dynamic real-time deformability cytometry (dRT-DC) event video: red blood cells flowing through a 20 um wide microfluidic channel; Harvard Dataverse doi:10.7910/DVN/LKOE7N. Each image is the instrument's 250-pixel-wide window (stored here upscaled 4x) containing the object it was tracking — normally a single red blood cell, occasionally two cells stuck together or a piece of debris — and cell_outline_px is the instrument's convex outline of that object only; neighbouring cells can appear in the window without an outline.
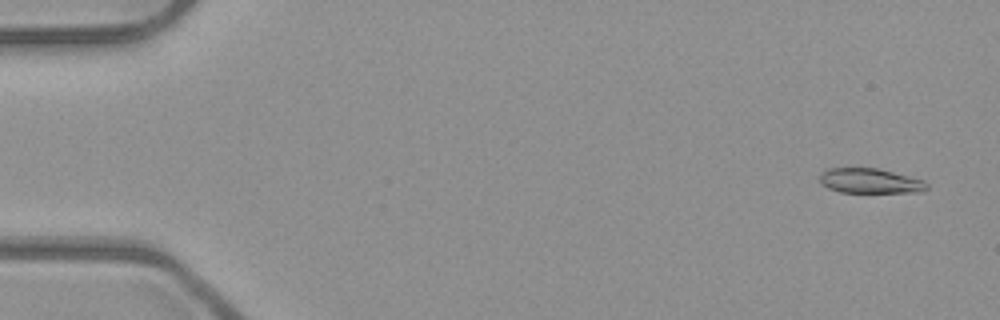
{"species": "common noctule bat (a hibernating species)", "species_latin": "Nyctalus noctula", "temperature_condition": "room temperature", "stored_images_in_passage": 4, "camera_frame_rate_fps": 3000, "um_per_image_px": 0.085, "animal": {"sex": "male", "body_mass_g": 23.1, "forearm_length_mm": 52.7}, "frame": {"image": 1, "passage_image": 1, "time_ms": 0.0, "image_size_px": [1000, 320], "cell_outline_px": [[928, 188], [924, 192], [840, 192], [828, 188], [820, 184], [820, 176], [828, 168], [876, 168], [924, 180], [928, 184]], "centroid_in_image_um": [73.97, 15.38], "position_along_channel_um": 11.0, "area_um2": 15.43}}
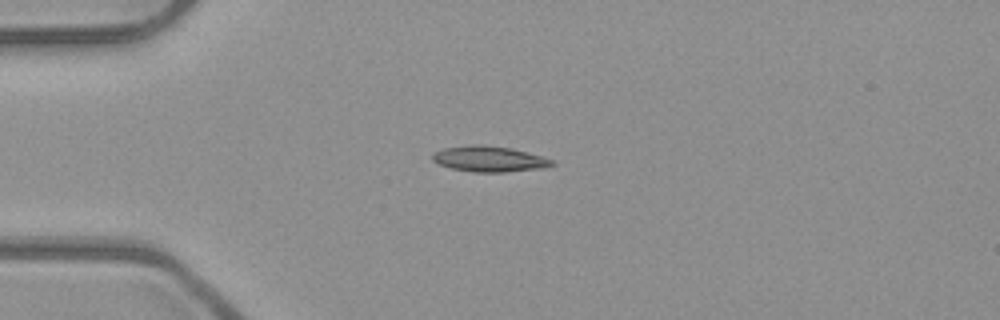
{"frame": {"image": 2, "passage_image": 4, "time_ms": 1.0, "image_size_px": [1000, 320], "cell_outline_px": [[556, 164], [544, 168], [504, 172], [472, 172], [452, 168], [440, 164], [432, 160], [432, 152], [444, 148], [468, 144], [484, 144], [512, 148], [544, 156], [552, 160]], "centroid_in_image_um": [41.6, 13.49], "position_along_channel_um": 43.4, "area_um2": 18.15}}